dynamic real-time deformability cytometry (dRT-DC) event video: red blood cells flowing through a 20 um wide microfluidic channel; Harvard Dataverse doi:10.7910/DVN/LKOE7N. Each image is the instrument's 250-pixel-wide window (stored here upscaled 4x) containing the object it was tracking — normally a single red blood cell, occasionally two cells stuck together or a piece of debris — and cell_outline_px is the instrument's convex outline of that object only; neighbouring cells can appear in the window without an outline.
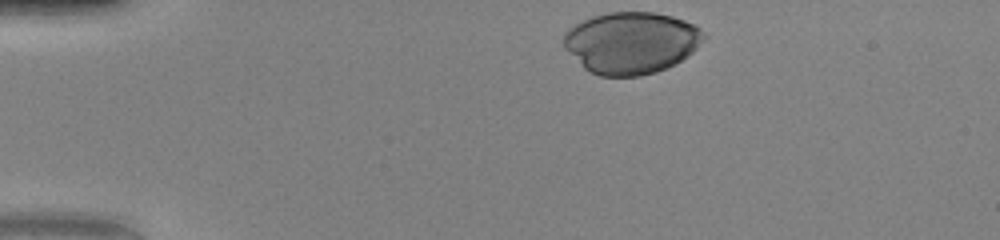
{"species": "human", "species_latin": "Homo sapiens", "temperature_condition": "warm", "stored_images_in_passage": 32, "camera_frame_rate_fps": 3000, "um_per_image_px": 0.085, "donor": {"sex": "female"}, "frame": {"image": 1, "passage_image": 1, "time_ms": 0.0, "image_size_px": [1000, 240], "cell_outline_px": [[708, 36], [688, 56], [656, 72], [640, 76], [600, 76], [584, 68], [564, 48], [564, 32], [568, 28], [592, 16], [608, 12], [656, 12], [672, 16], [684, 20], [700, 28]], "centroid_in_image_um": [53.66, 3.62], "position_along_channel_um": 31.3, "area_um2": 50.4}}
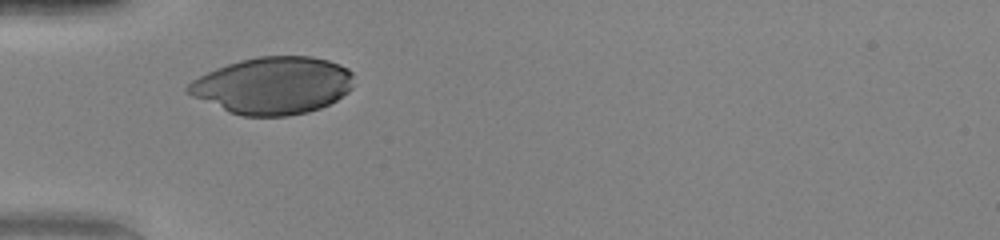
{"frame": {"image": 2, "passage_image": 8, "time_ms": 2.333, "image_size_px": [1000, 240], "cell_outline_px": [[352, 88], [348, 92], [336, 100], [320, 108], [308, 112], [288, 116], [244, 116], [228, 112], [192, 96], [184, 92], [184, 88], [192, 80], [216, 68], [240, 60], [260, 56], [312, 56], [328, 60], [340, 64], [348, 68], [352, 72]], "centroid_in_image_um": [23.19, 7.27], "position_along_channel_um": 61.8, "area_um2": 55.37}}
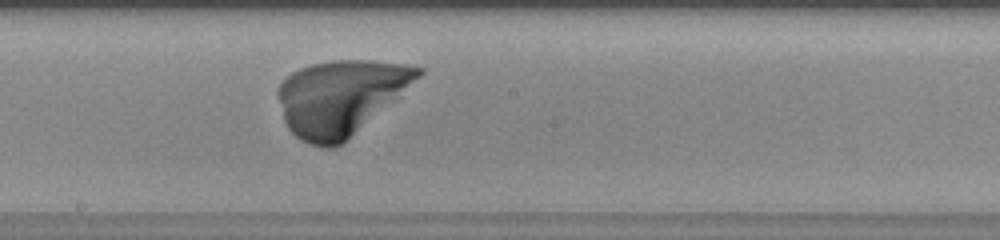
{"frame": {"image": 3, "passage_image": 20, "time_ms": 6.333, "image_size_px": [1000, 240], "cell_outline_px": [[424, 72], [420, 76], [340, 144], [332, 148], [328, 148], [312, 144], [300, 140], [288, 128], [284, 120], [276, 96], [276, 88], [292, 72], [300, 68], [312, 64], [332, 60], [368, 60], [408, 64], [424, 68]], "centroid_in_image_um": [28.87, 8.24], "position_along_channel_um": 219.3, "area_um2": 59.94}}